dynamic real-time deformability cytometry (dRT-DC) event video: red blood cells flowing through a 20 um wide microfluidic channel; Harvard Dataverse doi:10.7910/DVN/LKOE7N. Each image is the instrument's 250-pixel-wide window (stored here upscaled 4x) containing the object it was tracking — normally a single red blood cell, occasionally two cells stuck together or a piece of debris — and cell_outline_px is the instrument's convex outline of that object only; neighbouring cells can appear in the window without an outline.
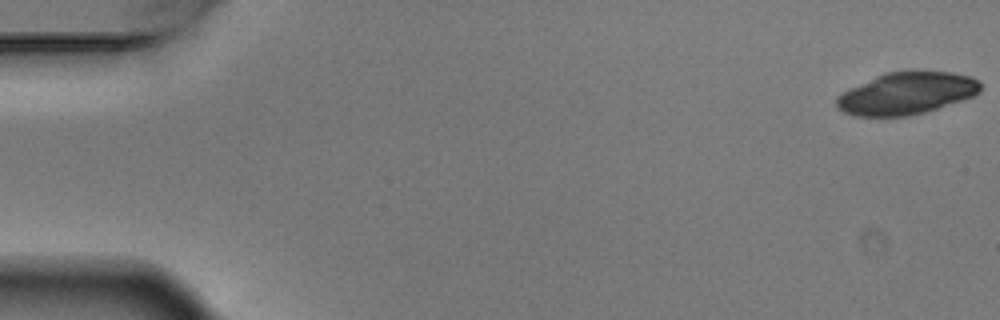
{"species": "Egyptian fruit bat (a non-hibernating species)", "species_latin": "Rousettus aegyptiacus", "temperature_condition": "warm", "stored_images_in_passage": 5, "camera_frame_rate_fps": 3000, "um_per_image_px": 0.085, "animal": {"sex": "male"}, "frame": {"image": 1, "passage_image": 1, "time_ms": 0.0, "image_size_px": [1000, 320], "cell_outline_px": [[980, 92], [972, 96], [924, 112], [908, 116], [852, 116], [836, 108], [836, 96], [884, 72], [952, 72], [972, 76], [980, 84]], "centroid_in_image_um": [77.03, 7.95], "position_along_channel_um": 8.0, "area_um2": 34.74}}